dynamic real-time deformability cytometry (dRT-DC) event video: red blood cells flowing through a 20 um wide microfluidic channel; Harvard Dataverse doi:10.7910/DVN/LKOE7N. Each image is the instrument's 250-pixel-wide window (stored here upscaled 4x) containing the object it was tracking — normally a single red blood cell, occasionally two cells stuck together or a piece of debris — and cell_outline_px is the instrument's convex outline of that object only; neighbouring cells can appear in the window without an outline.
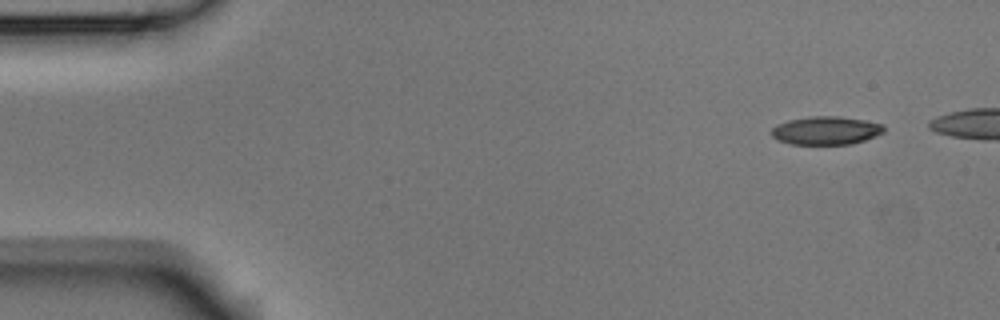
{"species": "Egyptian fruit bat (a non-hibernating species)", "species_latin": "Rousettus aegyptiacus", "temperature_condition": "room temperature", "stored_images_in_passage": 4, "camera_frame_rate_fps": 3000, "um_per_image_px": 0.085, "animal": {"sex": "male"}, "frame": {"image": 1, "passage_image": 1, "time_ms": 0.0, "image_size_px": [1000, 320], "cell_outline_px": [[884, 132], [876, 136], [852, 144], [792, 144], [776, 140], [772, 136], [772, 128], [776, 124], [788, 120], [808, 116], [840, 116], [864, 120], [884, 124]], "centroid_in_image_um": [70.2, 11.09], "position_along_channel_um": 14.8, "area_um2": 18.67}}